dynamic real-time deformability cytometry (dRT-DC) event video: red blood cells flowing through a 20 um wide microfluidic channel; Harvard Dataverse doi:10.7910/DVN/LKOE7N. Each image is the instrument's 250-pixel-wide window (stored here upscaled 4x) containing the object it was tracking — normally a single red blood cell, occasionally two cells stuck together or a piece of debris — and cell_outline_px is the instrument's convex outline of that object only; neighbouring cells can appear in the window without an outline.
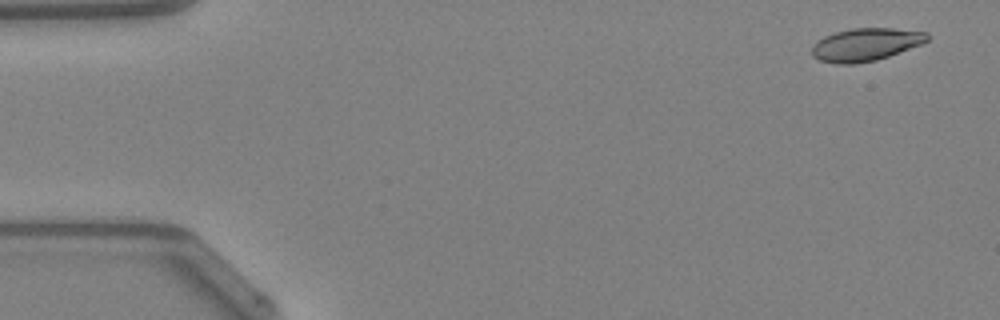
{"species": "Egyptian fruit bat (a non-hibernating species)", "species_latin": "Rousettus aegyptiacus", "temperature_condition": "warm", "stored_images_in_passage": 48, "camera_frame_rate_fps": 3000, "um_per_image_px": 0.085, "animal": {"sex": "female"}, "frame": {"image": 1, "passage_image": 2, "time_ms": 0.333, "image_size_px": [1000, 320], "cell_outline_px": [[928, 40], [920, 44], [888, 56], [876, 60], [856, 64], [836, 64], [820, 60], [812, 56], [812, 44], [816, 40], [824, 36], [836, 32], [852, 28], [892, 28], [928, 32]], "centroid_in_image_um": [73.53, 3.78], "position_along_channel_um": 11.5, "area_um2": 22.02}}
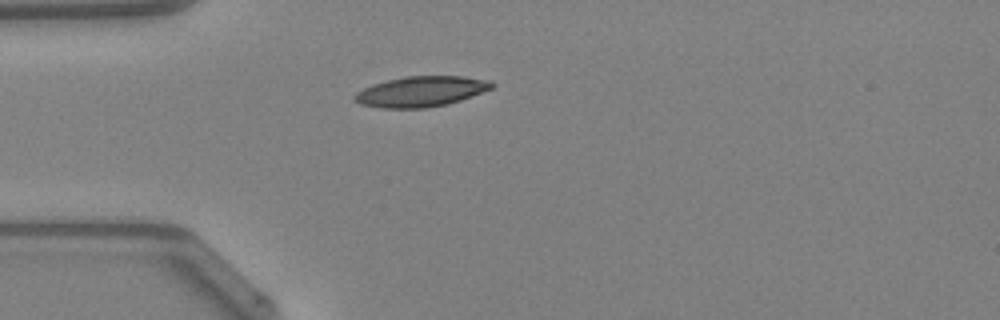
{"frame": {"image": 2, "passage_image": 13, "time_ms": 4.0, "image_size_px": [1000, 320], "cell_outline_px": [[496, 84], [492, 88], [460, 100], [448, 104], [424, 108], [380, 108], [360, 104], [352, 100], [352, 96], [356, 92], [372, 84], [404, 76], [464, 76], [492, 80]], "centroid_in_image_um": [35.77, 7.77], "position_along_channel_um": 49.2, "area_um2": 24.51}}
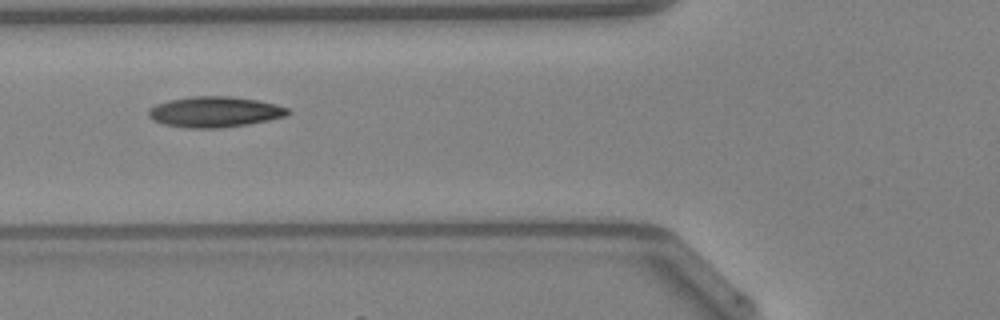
{"frame": {"image": 3, "passage_image": 18, "time_ms": 5.667, "image_size_px": [1000, 320], "cell_outline_px": [[292, 112], [284, 116], [268, 120], [248, 124], [220, 128], [184, 128], [164, 124], [148, 116], [148, 112], [156, 104], [168, 100], [192, 96], [232, 96], [256, 100], [276, 104], [288, 108]], "centroid_in_image_um": [18.26, 9.51], "position_along_channel_um": 107.5, "area_um2": 24.8}, "authors_computed_cell_mechanics": {"area_um2": 23.2934, "velocity_mm_per_s": 4.2661, "shape_relaxation_time_tau1_ms": 8.1249, "shape_relaxation_time_tau2_ms": 2.8078, "deformation_change_tau1": 0.2177, "deformation_change_tau2": 0.0904}}